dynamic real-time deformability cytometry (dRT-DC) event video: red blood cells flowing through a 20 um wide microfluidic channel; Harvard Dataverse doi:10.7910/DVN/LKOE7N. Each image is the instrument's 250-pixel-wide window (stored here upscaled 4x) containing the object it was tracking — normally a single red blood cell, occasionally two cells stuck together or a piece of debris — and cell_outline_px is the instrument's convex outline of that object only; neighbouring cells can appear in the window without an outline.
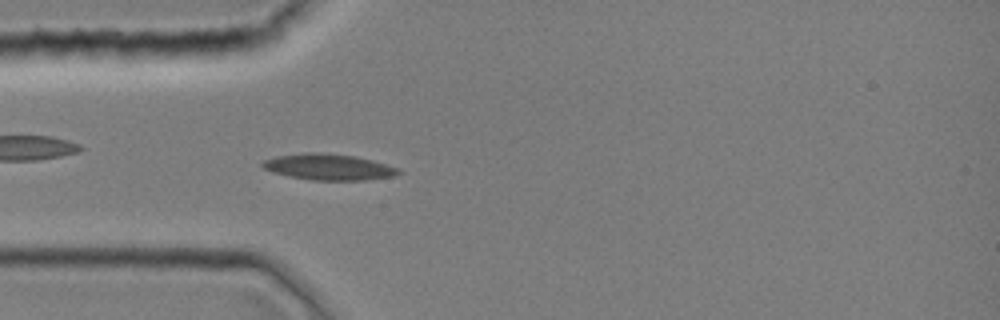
{"species": "common noctule bat (a hibernating species)", "species_latin": "Nyctalus noctula", "temperature_condition": "room temperature", "stored_images_in_passage": 42, "camera_frame_rate_fps": 3000, "um_per_image_px": 0.085, "animal": {"sex": "female", "body_mass_g": 19.0, "forearm_length_mm": 51.5}, "frame": {"image": 1, "passage_image": 11, "time_ms": 3.333, "image_size_px": [1000, 320], "cell_outline_px": [[400, 172], [392, 176], [364, 180], [312, 180], [288, 176], [272, 172], [264, 168], [260, 164], [264, 160], [276, 156], [304, 152], [324, 152], [356, 156], [372, 160], [400, 168]], "centroid_in_image_um": [27.9, 14.18], "position_along_channel_um": 57.1, "area_um2": 20.75}}
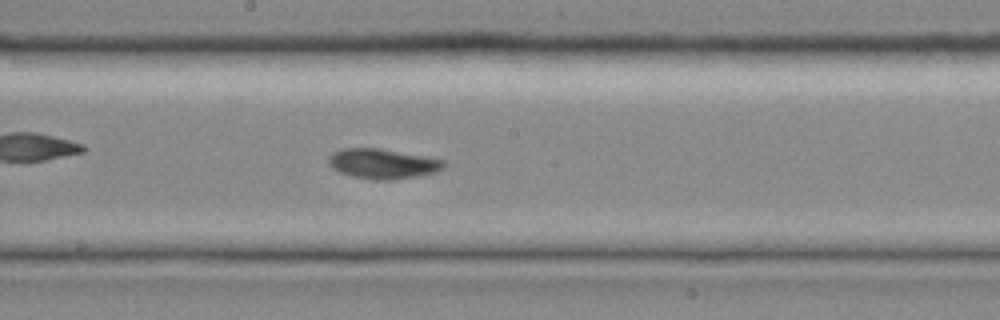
{"frame": {"image": 2, "passage_image": 22, "time_ms": 7.0, "image_size_px": [1000, 320], "cell_outline_px": [[444, 168], [436, 172], [420, 176], [388, 180], [376, 180], [352, 176], [340, 172], [332, 168], [328, 164], [328, 156], [332, 152], [340, 148], [380, 148], [424, 156], [444, 160]], "centroid_in_image_um": [32.5, 13.91], "position_along_channel_um": 215.7, "area_um2": 20.23}}
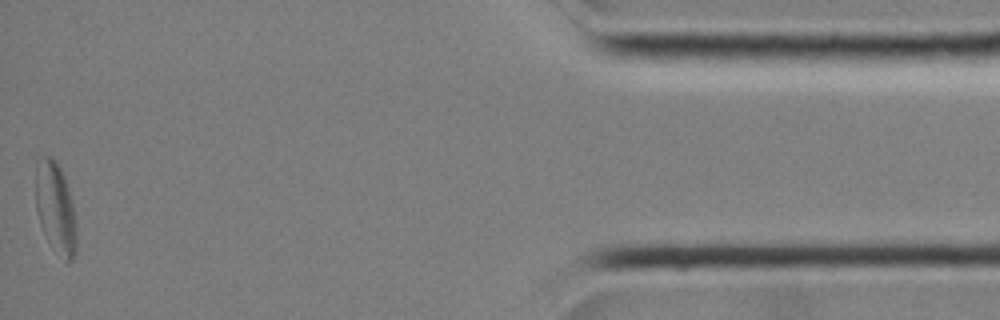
{"frame": {"image": 3, "passage_image": 42, "time_ms": 13.667, "image_size_px": [1000, 320], "cell_outline_px": [[76, 252], [72, 260], [68, 264], [48, 240], [40, 224], [36, 208], [36, 160], [44, 156], [48, 156], [60, 168], [64, 176], [68, 188], [72, 204], [76, 224]], "centroid_in_image_um": [4.72, 17.69], "position_along_channel_um": 430.5, "area_um2": 21.27}}